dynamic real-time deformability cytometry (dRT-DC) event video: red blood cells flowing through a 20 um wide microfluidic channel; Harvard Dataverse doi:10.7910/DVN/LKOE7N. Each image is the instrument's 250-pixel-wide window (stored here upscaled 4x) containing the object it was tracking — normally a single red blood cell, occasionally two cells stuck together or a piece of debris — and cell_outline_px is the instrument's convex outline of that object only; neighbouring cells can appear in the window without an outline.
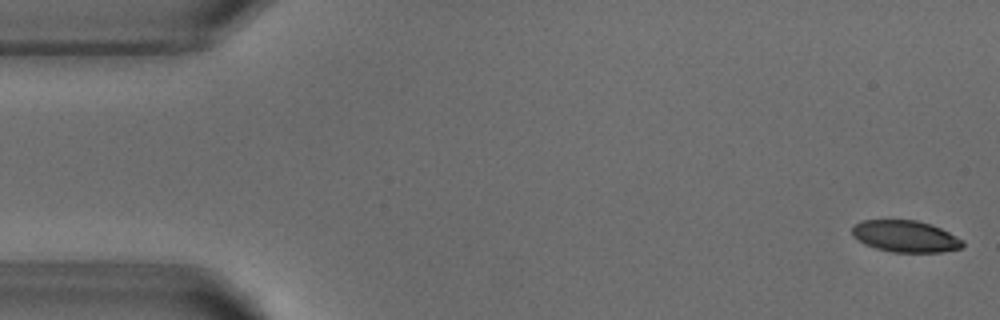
{"species": "common noctule bat (a hibernating species)", "species_latin": "Nyctalus noctula", "temperature_condition": "warm", "stored_images_in_passage": 47, "camera_frame_rate_fps": 3000, "um_per_image_px": 0.085, "animal": {"sex": "male", "body_mass_g": 18.8}, "frame": {"image": 1, "passage_image": 1, "time_ms": 0.0, "image_size_px": [1000, 320], "cell_outline_px": [[964, 244], [960, 248], [940, 252], [892, 252], [876, 248], [864, 244], [852, 236], [852, 228], [860, 220], [916, 220], [932, 224], [964, 240]], "centroid_in_image_um": [76.95, 20.08], "position_along_channel_um": 8.1, "area_um2": 20.4}}
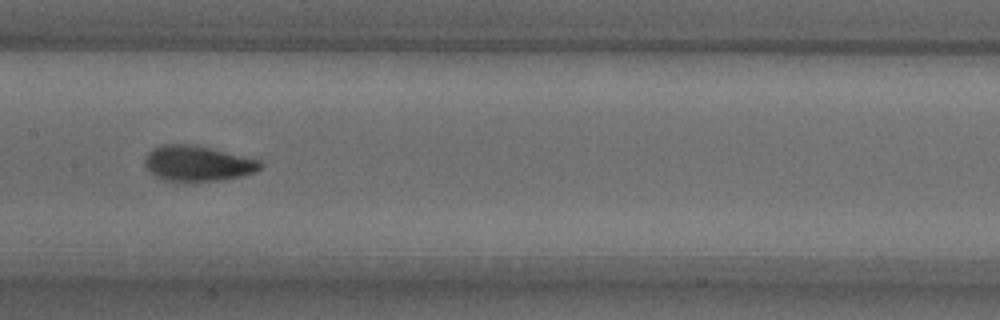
{"frame": {"image": 2, "passage_image": 25, "time_ms": 8.0, "image_size_px": [1000, 320], "cell_outline_px": [[264, 164], [256, 172], [240, 176], [220, 180], [164, 180], [156, 176], [144, 164], [144, 160], [148, 152], [152, 148], [160, 144], [196, 144], [260, 160]], "centroid_in_image_um": [16.81, 13.86], "position_along_channel_um": 190.6, "area_um2": 23.7}}
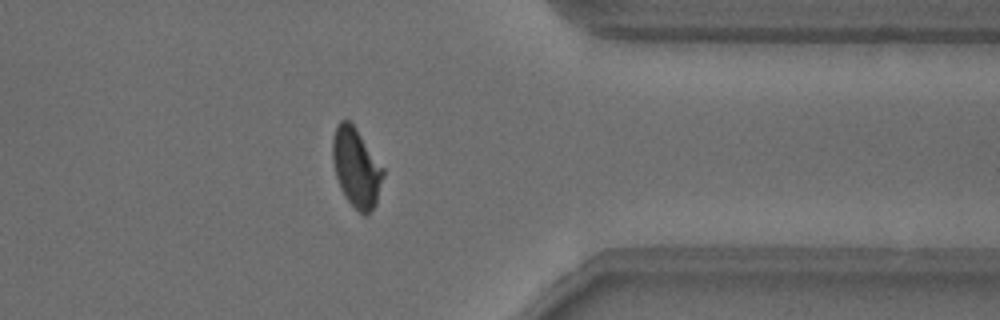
{"frame": {"image": 3, "passage_image": 41, "time_ms": 13.333, "image_size_px": [1000, 320], "cell_outline_px": [[384, 176], [376, 204], [364, 216], [344, 196], [340, 188], [336, 176], [332, 160], [332, 140], [336, 128], [340, 120], [348, 120], [356, 128], [384, 168]], "centroid_in_image_um": [30.28, 14.24], "position_along_channel_um": 381.1, "area_um2": 23.12}}